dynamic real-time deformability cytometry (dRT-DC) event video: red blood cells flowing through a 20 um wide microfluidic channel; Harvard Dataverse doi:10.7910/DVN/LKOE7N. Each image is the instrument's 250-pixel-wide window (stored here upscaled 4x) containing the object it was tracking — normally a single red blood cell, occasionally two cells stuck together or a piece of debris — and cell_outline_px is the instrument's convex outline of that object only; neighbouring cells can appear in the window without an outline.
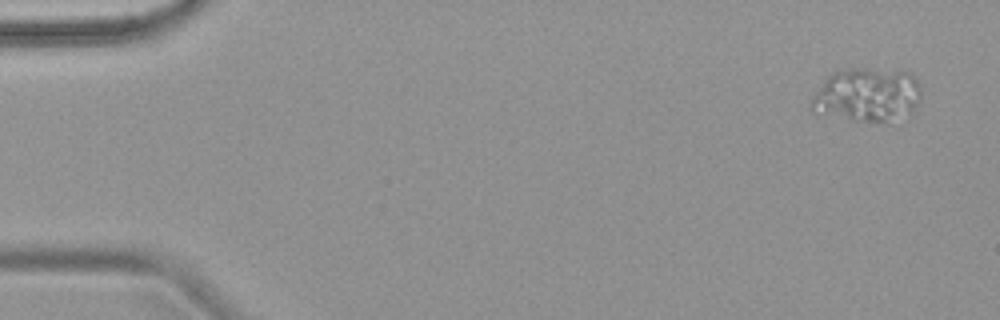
{"species": "common noctule bat (a hibernating species)", "species_latin": "Nyctalus noctula", "temperature_condition": "warm", "stored_images_in_passage": 4, "camera_frame_rate_fps": 3000, "um_per_image_px": 0.085, "animal": {"sex": "female", "body_mass_g": 18.4}, "frame": {"image": 1, "passage_image": 1, "time_ms": 0.0, "image_size_px": [1000, 320], "cell_outline_px": [[920, 96], [912, 112], [884, 120], [852, 120], [812, 112], [812, 96], [824, 80], [832, 72], [860, 68], [908, 72], [916, 80], [920, 88]], "centroid_in_image_um": [73.66, 8.04], "position_along_channel_um": 11.3, "area_um2": 33.47}}
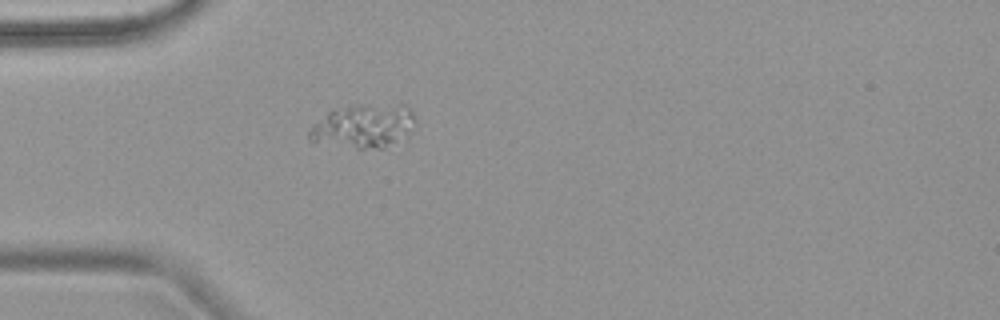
{"frame": {"image": 2, "passage_image": 4, "time_ms": 4.333, "image_size_px": [1000, 320], "cell_outline_px": [[416, 124], [384, 148], [356, 148], [308, 140], [308, 132], [312, 124], [328, 112], [348, 108], [400, 104], [404, 104], [412, 112], [416, 120]], "centroid_in_image_um": [30.86, 10.73], "position_along_channel_um": 54.1, "area_um2": 25.66}}